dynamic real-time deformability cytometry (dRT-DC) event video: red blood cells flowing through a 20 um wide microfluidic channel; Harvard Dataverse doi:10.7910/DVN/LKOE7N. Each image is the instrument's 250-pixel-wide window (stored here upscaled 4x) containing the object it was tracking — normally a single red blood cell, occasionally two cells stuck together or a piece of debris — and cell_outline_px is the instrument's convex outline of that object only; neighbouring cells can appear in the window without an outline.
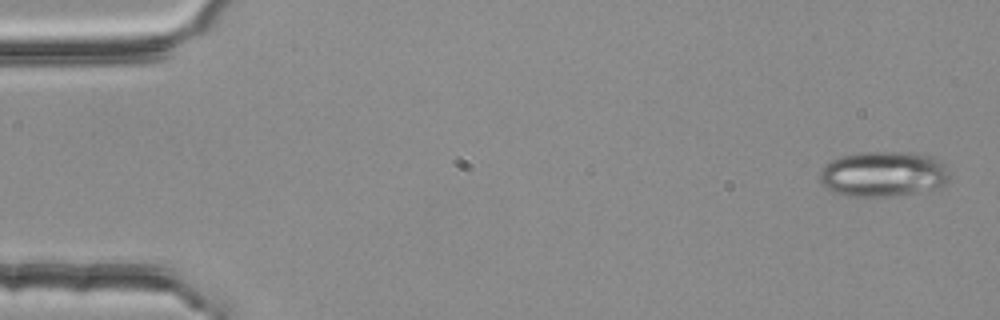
{"species": "common noctule bat (a hibernating species)", "species_latin": "Nyctalus noctula", "temperature_condition": "room temperature", "stored_images_in_passage": 4, "camera_frame_rate_fps": 3000, "um_per_image_px": 0.085, "animal": {"sex": "female", "body_mass_g": 25.1}, "frame": {"image": 1, "passage_image": 1, "time_ms": 0.0, "image_size_px": [1000, 320], "cell_outline_px": [[948, 180], [940, 188], [916, 192], [884, 196], [844, 196], [820, 184], [820, 172], [824, 164], [840, 156], [860, 152], [912, 152], [932, 156], [940, 160], [944, 164], [948, 176]], "centroid_in_image_um": [75.06, 14.77], "position_along_channel_um": 9.9, "area_um2": 34.33}}